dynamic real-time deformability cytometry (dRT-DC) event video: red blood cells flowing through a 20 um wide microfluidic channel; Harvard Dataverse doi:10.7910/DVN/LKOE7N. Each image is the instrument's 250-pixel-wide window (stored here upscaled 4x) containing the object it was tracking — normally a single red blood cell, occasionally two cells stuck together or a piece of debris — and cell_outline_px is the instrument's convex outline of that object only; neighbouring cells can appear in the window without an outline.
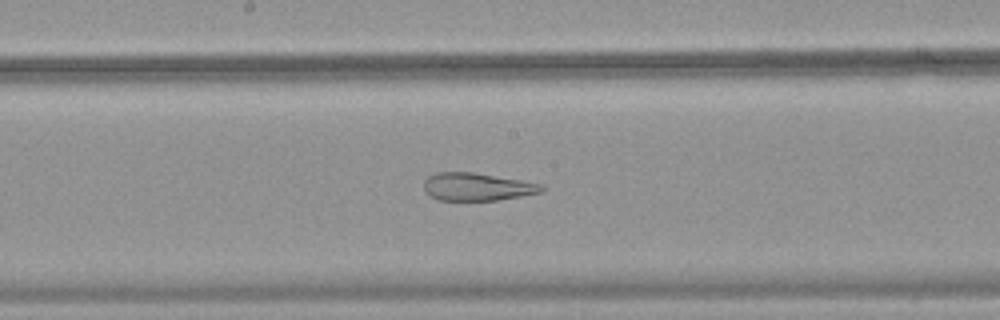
{"species": "common noctule bat (a hibernating species)", "species_latin": "Nyctalus noctula", "temperature_condition": "warm", "stored_images_in_passage": 51, "camera_frame_rate_fps": 3000, "um_per_image_px": 0.085, "animal": {"sex": "female", "body_mass_g": 18.4}, "frame": {"image": 1, "passage_image": 28, "time_ms": 9.0, "image_size_px": [1000, 320], "cell_outline_px": [[544, 188], [540, 192], [520, 196], [496, 200], [440, 200], [424, 192], [424, 180], [428, 176], [436, 172], [472, 172], [544, 184]], "centroid_in_image_um": [40.52, 15.87], "position_along_channel_um": 207.7, "area_um2": 18.9}}
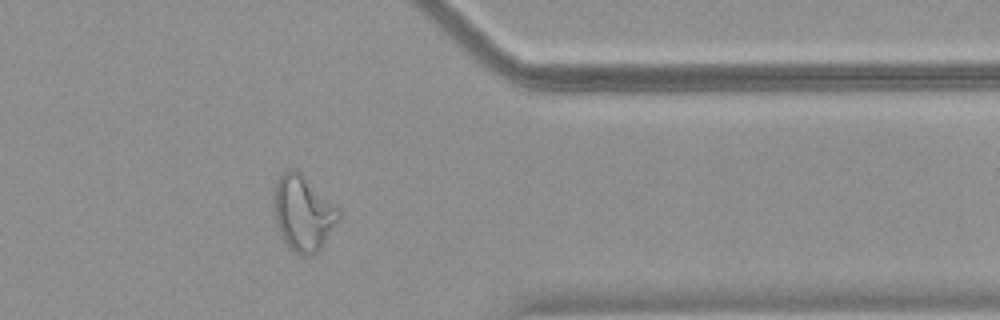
{"frame": {"image": 2, "passage_image": 42, "time_ms": 13.667, "image_size_px": [1000, 320], "cell_outline_px": [[340, 216], [324, 244], [316, 252], [304, 256], [288, 248], [280, 236], [272, 220], [272, 192], [280, 176], [288, 168], [296, 168], [340, 208]], "centroid_in_image_um": [25.7, 18.09], "position_along_channel_um": 385.7, "area_um2": 29.19}}
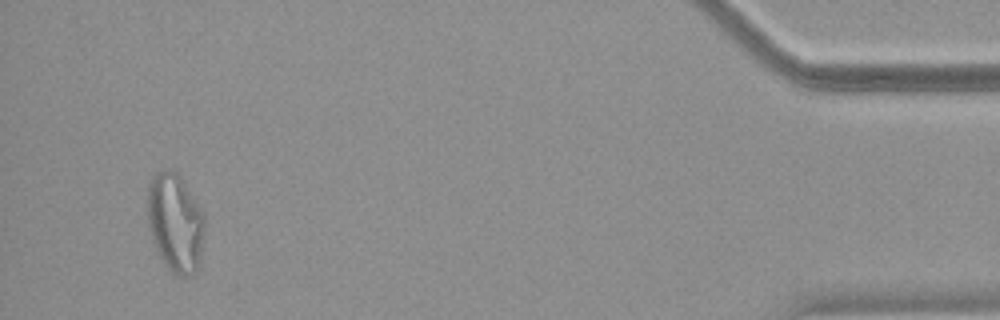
{"frame": {"image": 3, "passage_image": 49, "time_ms": 16.0, "image_size_px": [1000, 320], "cell_outline_px": [[204, 232], [200, 260], [196, 272], [188, 276], [180, 276], [172, 272], [168, 268], [160, 256], [156, 248], [148, 224], [148, 188], [152, 176], [156, 172], [164, 168], [176, 172], [180, 176], [204, 212]], "centroid_in_image_um": [14.91, 18.91], "position_along_channel_um": 420.3, "area_um2": 32.77}}